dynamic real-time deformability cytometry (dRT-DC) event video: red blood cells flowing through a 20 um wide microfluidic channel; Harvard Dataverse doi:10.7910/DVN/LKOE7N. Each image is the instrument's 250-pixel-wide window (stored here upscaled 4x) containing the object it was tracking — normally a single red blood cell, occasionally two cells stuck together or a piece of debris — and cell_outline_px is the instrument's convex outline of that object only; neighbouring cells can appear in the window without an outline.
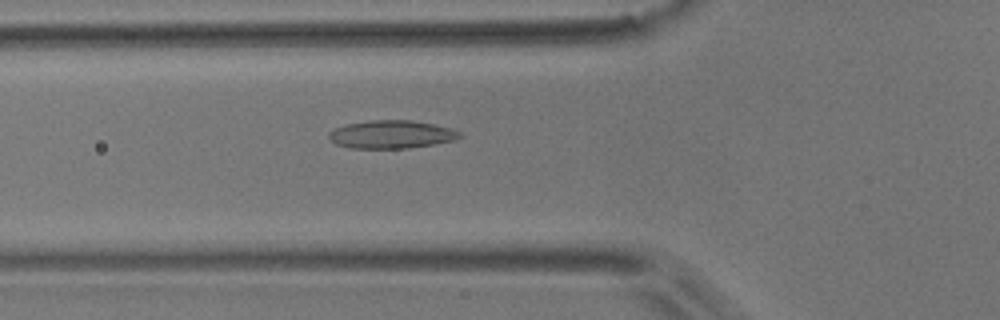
{"species": "common noctule bat (a hibernating species)", "species_latin": "Nyctalus noctula", "temperature_condition": "room temperature", "stored_images_in_passage": 11, "camera_frame_rate_fps": 3000, "um_per_image_px": 0.085, "animal": {"sex": "male", "body_mass_g": 17.9}, "frame": {"image": 1, "passage_image": 4, "time_ms": 1.0, "image_size_px": [1000, 320], "cell_outline_px": [[464, 136], [452, 140], [432, 144], [408, 148], [352, 148], [336, 144], [328, 136], [328, 132], [344, 124], [368, 120], [412, 120], [432, 124], [448, 128], [460, 132]], "centroid_in_image_um": [33.23, 11.41], "position_along_channel_um": 92.6, "area_um2": 21.21}}
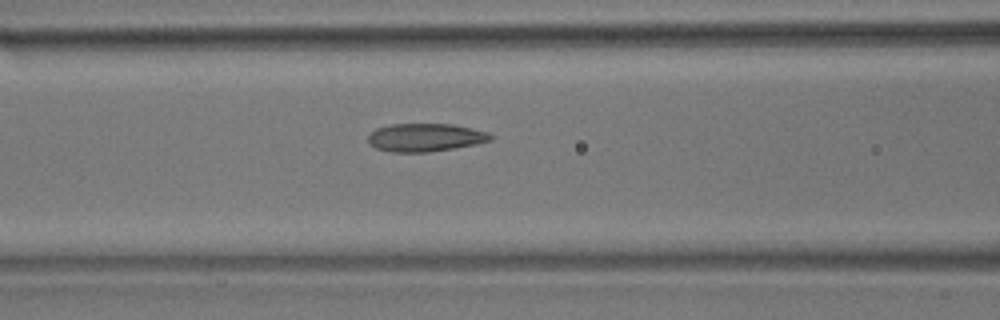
{"frame": {"image": 2, "passage_image": 7, "time_ms": 2.0, "image_size_px": [1000, 320], "cell_outline_px": [[492, 140], [476, 144], [428, 152], [392, 152], [376, 148], [368, 144], [368, 136], [376, 128], [392, 124], [452, 124], [488, 132], [492, 136]], "centroid_in_image_um": [36.12, 11.68], "position_along_channel_um": 130.5, "area_um2": 19.94}}